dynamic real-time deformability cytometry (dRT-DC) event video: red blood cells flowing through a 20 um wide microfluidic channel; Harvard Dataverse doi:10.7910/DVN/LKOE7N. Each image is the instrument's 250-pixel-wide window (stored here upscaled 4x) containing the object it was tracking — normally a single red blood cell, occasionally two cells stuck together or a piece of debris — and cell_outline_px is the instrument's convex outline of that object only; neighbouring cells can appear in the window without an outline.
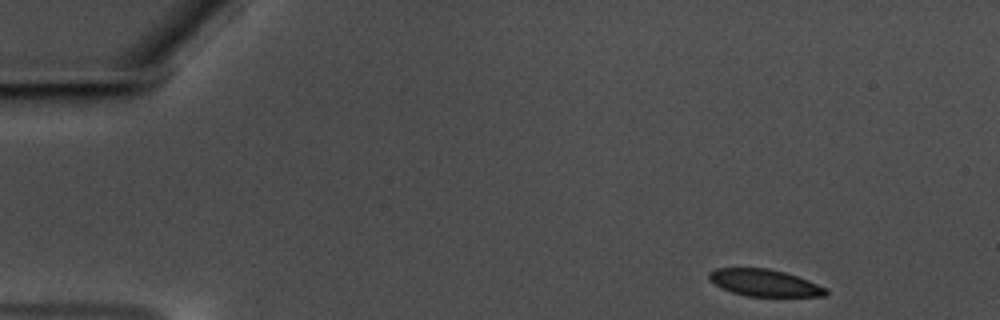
{"species": "common noctule bat (a hibernating species)", "species_latin": "Nyctalus noctula", "temperature_condition": "warm", "stored_images_in_passage": 52, "camera_frame_rate_fps": 3000, "um_per_image_px": 0.085, "animal": {"sex": "male", "body_mass_g": 17.5, "forearm_length_mm": 52.3}, "frame": {"image": 1, "passage_image": 1, "time_ms": 0.0, "image_size_px": [1000, 320], "cell_outline_px": [[828, 292], [824, 296], [748, 296], [732, 292], [716, 284], [708, 276], [708, 272], [716, 268], [768, 268], [784, 272], [808, 280], [824, 288]], "centroid_in_image_um": [64.96, 24.03], "position_along_channel_um": 20.0, "area_um2": 17.92}}
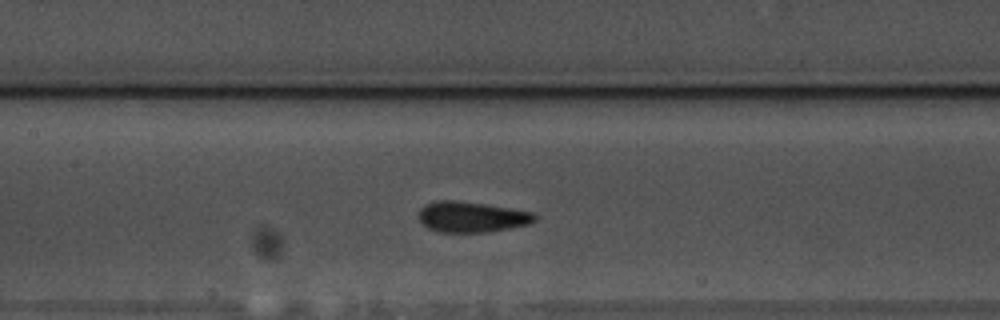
{"frame": {"image": 2, "passage_image": 22, "time_ms": 7.0, "image_size_px": [1000, 320], "cell_outline_px": [[536, 220], [532, 224], [488, 232], [440, 232], [428, 228], [420, 220], [420, 208], [424, 204], [436, 200], [456, 200], [488, 204], [532, 212], [536, 216]], "centroid_in_image_um": [40.11, 18.43], "position_along_channel_um": 167.3, "area_um2": 20.87}}
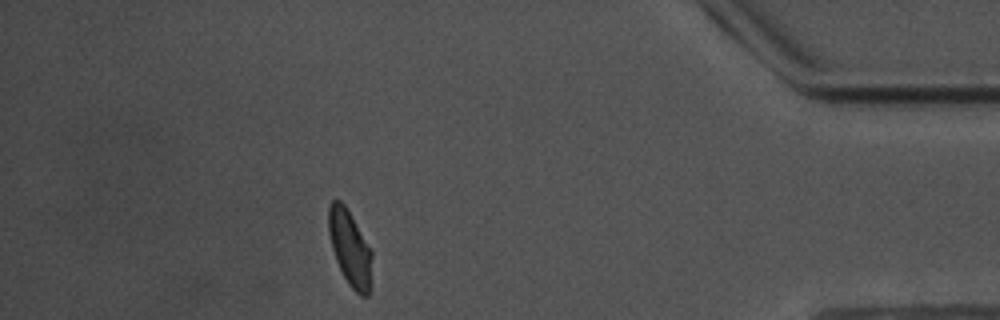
{"frame": {"image": 3, "passage_image": 46, "time_ms": 15.0, "image_size_px": [1000, 320], "cell_outline_px": [[372, 284], [368, 296], [360, 296], [348, 284], [336, 260], [332, 248], [328, 232], [328, 204], [332, 200], [340, 200], [344, 204], [372, 252]], "centroid_in_image_um": [29.75, 21.13], "position_along_channel_um": 405.5, "area_um2": 19.13}, "authors_computed_cell_mechanics": {"area_um2": 19.9121, "velocity_mm_per_s": 3.5348, "shape_relaxation_time_tau1_ms": 3.9328, "shape_relaxation_time_tau2_ms": 0.9215, "deformation_change_tau1": 0.0997, "deformation_change_tau2": 0.0767}}